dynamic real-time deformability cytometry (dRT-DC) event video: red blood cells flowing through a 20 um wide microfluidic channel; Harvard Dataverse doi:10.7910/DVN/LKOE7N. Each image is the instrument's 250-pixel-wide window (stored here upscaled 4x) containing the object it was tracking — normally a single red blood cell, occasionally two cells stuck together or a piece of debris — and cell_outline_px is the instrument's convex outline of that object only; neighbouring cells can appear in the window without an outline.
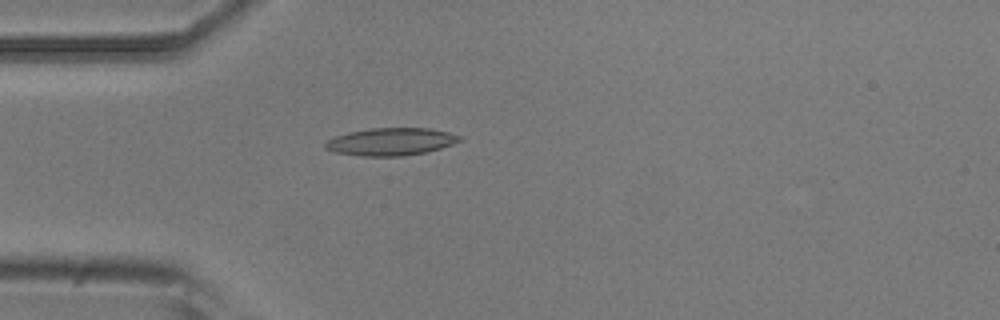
{"species": "common noctule bat (a hibernating species)", "species_latin": "Nyctalus noctula", "temperature_condition": "room temperature", "stored_images_in_passage": 1, "camera_frame_rate_fps": 3000, "um_per_image_px": 0.085, "animal": {"sex": "male", "body_mass_g": 20.5, "forearm_length_mm": 52.5}, "frame": {"image": 1, "passage_image": 1, "time_ms": 0.0, "image_size_px": [1000, 320], "cell_outline_px": [[464, 136], [460, 140], [452, 144], [428, 152], [404, 156], [360, 156], [336, 152], [324, 148], [324, 144], [328, 140], [336, 136], [348, 132], [372, 128], [428, 128], [448, 132]], "centroid_in_image_um": [33.24, 12.04], "position_along_channel_um": 51.8, "area_um2": 21.56}}